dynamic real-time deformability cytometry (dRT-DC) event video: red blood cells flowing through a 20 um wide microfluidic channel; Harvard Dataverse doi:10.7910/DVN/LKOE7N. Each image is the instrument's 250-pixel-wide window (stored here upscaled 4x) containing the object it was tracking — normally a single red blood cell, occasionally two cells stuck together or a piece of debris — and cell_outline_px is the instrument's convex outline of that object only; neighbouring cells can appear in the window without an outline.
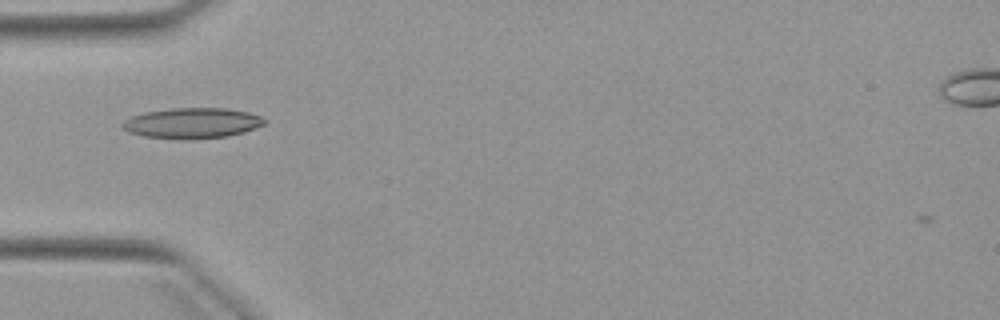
{"species": "Egyptian fruit bat (a non-hibernating species)", "species_latin": "Rousettus aegyptiacus", "temperature_condition": "warm", "stored_images_in_passage": 5, "camera_frame_rate_fps": 3000, "um_per_image_px": 0.085, "animal": {"sex": "female"}, "frame": {"image": 1, "passage_image": 2, "time_ms": 1.333, "image_size_px": [1000, 320], "cell_outline_px": [[268, 120], [264, 124], [244, 132], [228, 136], [188, 140], [144, 136], [128, 132], [120, 124], [124, 120], [132, 116], [144, 112], [172, 108], [228, 108], [248, 112], [260, 116]], "centroid_in_image_um": [16.34, 10.46], "position_along_channel_um": 68.7, "area_um2": 25.37}}
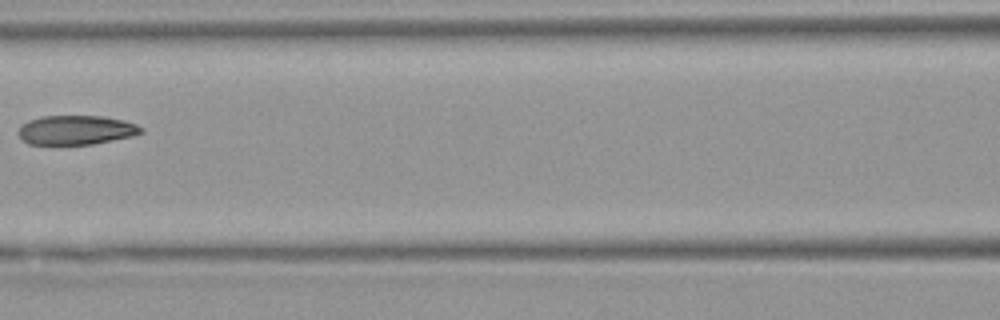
{"frame": {"image": 2, "passage_image": 4, "time_ms": 3.667, "image_size_px": [1000, 320], "cell_outline_px": [[144, 132], [132, 136], [92, 144], [28, 144], [16, 132], [28, 120], [40, 116], [104, 116], [124, 120], [136, 124], [144, 128]], "centroid_in_image_um": [6.49, 11.04], "position_along_channel_um": 160.1, "area_um2": 20.92}}
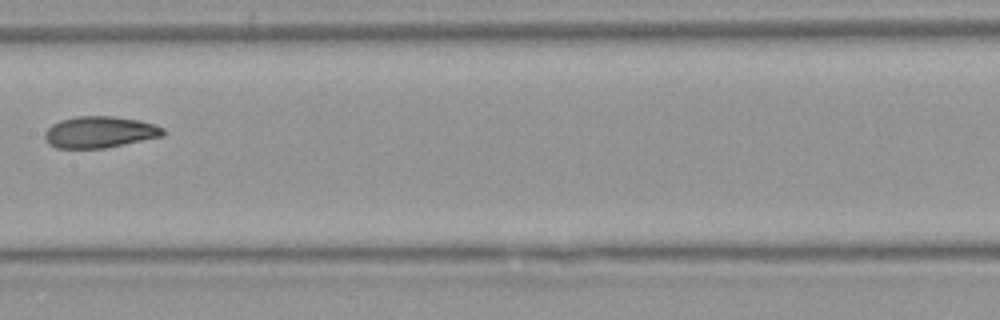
{"frame": {"image": 3, "passage_image": 5, "time_ms": 4.667, "image_size_px": [1000, 320], "cell_outline_px": [[164, 136], [104, 148], [56, 148], [48, 144], [44, 140], [44, 132], [52, 124], [60, 120], [76, 116], [116, 116], [140, 120], [156, 124], [164, 128]], "centroid_in_image_um": [8.47, 11.22], "position_along_channel_um": 198.9, "area_um2": 21.96}}